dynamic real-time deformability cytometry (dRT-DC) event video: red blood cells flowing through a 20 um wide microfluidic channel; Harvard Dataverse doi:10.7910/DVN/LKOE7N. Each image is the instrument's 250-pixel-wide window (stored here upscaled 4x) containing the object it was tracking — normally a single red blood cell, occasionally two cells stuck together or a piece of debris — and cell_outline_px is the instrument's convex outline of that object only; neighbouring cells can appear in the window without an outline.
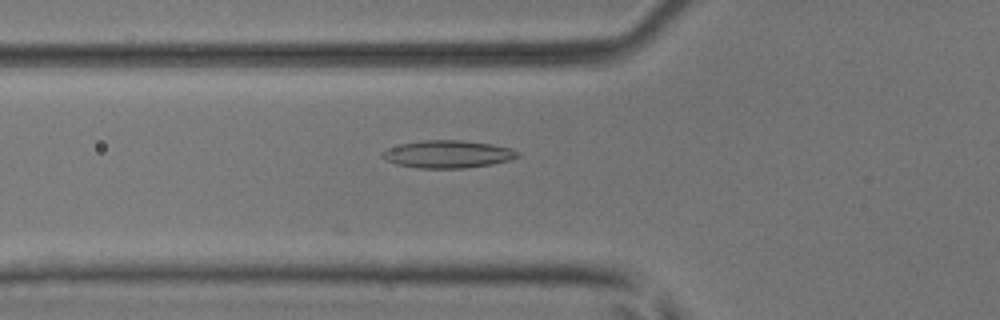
{"species": "common noctule bat (a hibernating species)", "species_latin": "Nyctalus noctula", "temperature_condition": "room temperature", "stored_images_in_passage": 19, "camera_frame_rate_fps": 3000, "um_per_image_px": 0.085, "animal": {"sex": "male", "body_mass_g": 17.9, "forearm_length_mm": 54.2}, "frame": {"image": 1, "passage_image": 10, "time_ms": 3.0, "image_size_px": [1000, 320], "cell_outline_px": [[520, 156], [512, 160], [492, 164], [464, 168], [420, 168], [396, 164], [380, 156], [380, 152], [388, 148], [404, 144], [424, 140], [464, 140], [492, 144], [512, 148], [520, 152]], "centroid_in_image_um": [38.12, 13.1], "position_along_channel_um": 87.7, "area_um2": 21.79}}
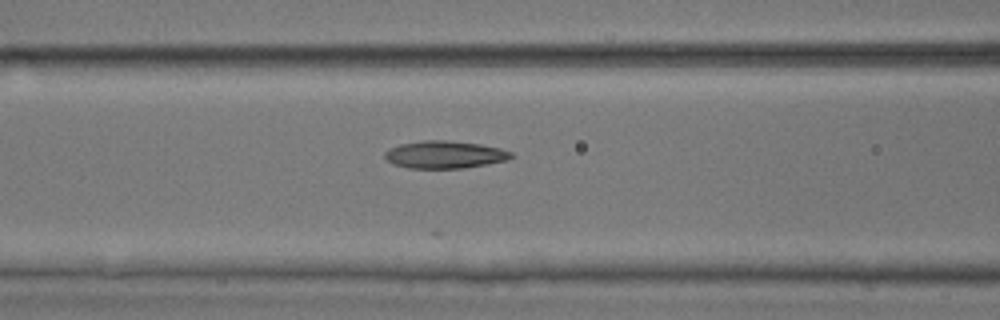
{"frame": {"image": 2, "passage_image": 13, "time_ms": 4.0, "image_size_px": [1000, 320], "cell_outline_px": [[516, 156], [508, 160], [464, 168], [408, 168], [392, 164], [384, 156], [384, 152], [388, 148], [400, 144], [424, 140], [448, 140], [480, 144], [500, 148], [512, 152]], "centroid_in_image_um": [37.81, 13.14], "position_along_channel_um": 128.8, "area_um2": 20.4}}
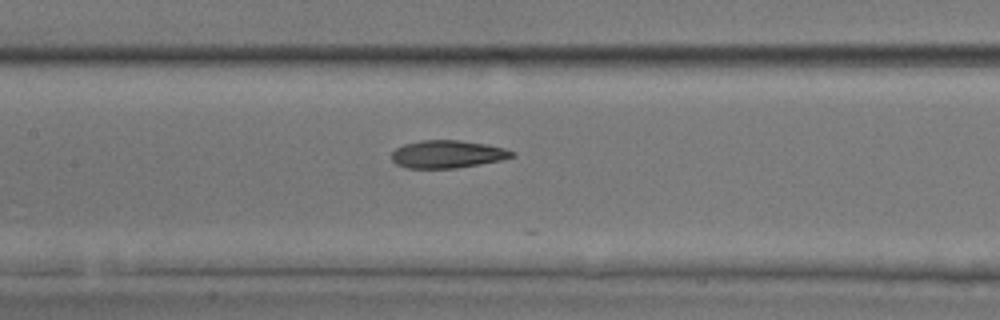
{"frame": {"image": 3, "passage_image": 16, "time_ms": 5.0, "image_size_px": [1000, 320], "cell_outline_px": [[516, 156], [500, 160], [480, 164], [456, 168], [408, 168], [396, 164], [392, 160], [392, 152], [396, 148], [404, 144], [420, 140], [460, 140], [488, 144], [504, 148], [516, 152]], "centroid_in_image_um": [38.05, 13.1], "position_along_channel_um": 169.3, "area_um2": 19.54}}